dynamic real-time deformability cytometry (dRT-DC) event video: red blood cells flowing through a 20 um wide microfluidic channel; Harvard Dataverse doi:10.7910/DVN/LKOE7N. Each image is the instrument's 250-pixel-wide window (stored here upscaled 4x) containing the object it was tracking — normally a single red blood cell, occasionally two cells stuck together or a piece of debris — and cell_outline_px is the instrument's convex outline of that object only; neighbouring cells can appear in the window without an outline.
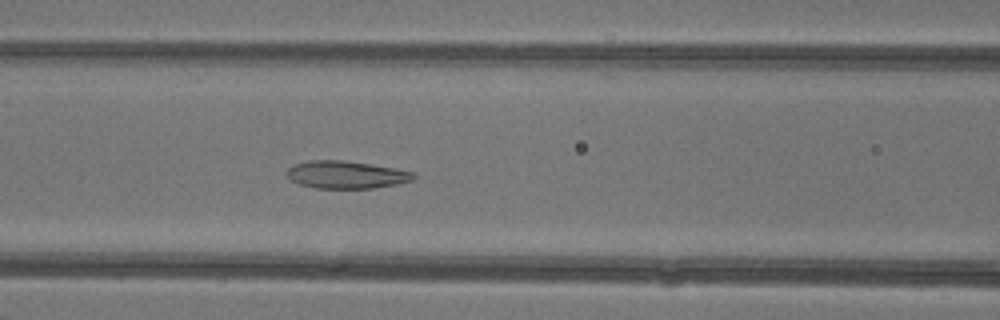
{"species": "common noctule bat (a hibernating species)", "species_latin": "Nyctalus noctula", "temperature_condition": "warm", "stored_images_in_passage": 47, "camera_frame_rate_fps": 3000, "um_per_image_px": 0.085, "animal": {"sex": "female"}, "frame": {"image": 1, "passage_image": 21, "time_ms": 6.667, "image_size_px": [1000, 320], "cell_outline_px": [[416, 176], [412, 180], [400, 184], [372, 188], [316, 188], [300, 184], [292, 180], [284, 172], [288, 168], [296, 164], [308, 160], [340, 160], [396, 168], [412, 172]], "centroid_in_image_um": [29.42, 14.85], "position_along_channel_um": 137.2, "area_um2": 20.23}}
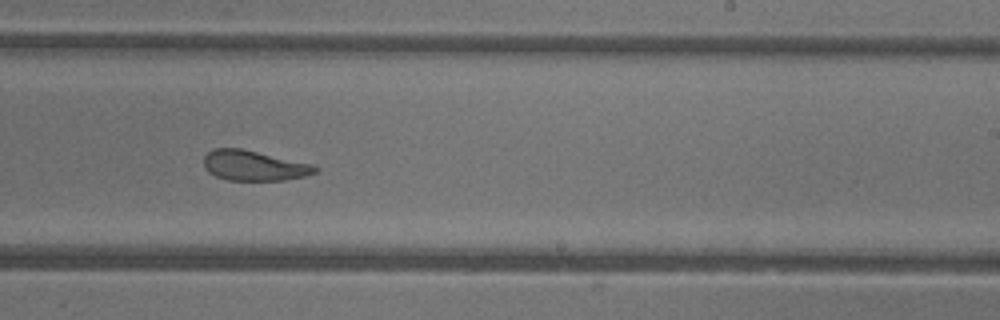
{"frame": {"image": 2, "passage_image": 30, "time_ms": 9.667, "image_size_px": [1000, 320], "cell_outline_px": [[320, 168], [316, 172], [304, 176], [284, 180], [228, 180], [216, 176], [208, 172], [204, 164], [204, 156], [212, 148], [240, 148], [312, 164]], "centroid_in_image_um": [21.57, 14.07], "position_along_channel_um": 267.4, "area_um2": 19.42}}
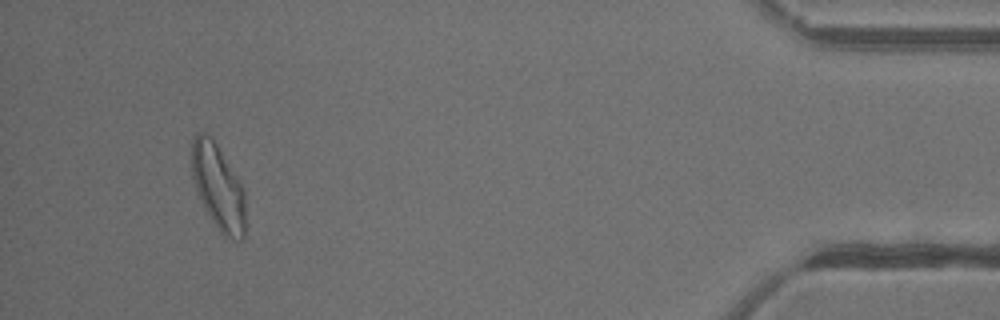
{"frame": {"image": 3, "passage_image": 45, "time_ms": 14.667, "image_size_px": [1000, 320], "cell_outline_px": [[244, 240], [232, 240], [224, 236], [220, 232], [204, 208], [196, 192], [192, 176], [192, 140], [196, 132], [204, 132], [216, 144], [240, 184], [244, 192]], "centroid_in_image_um": [18.51, 15.94], "position_along_channel_um": 416.7, "area_um2": 26.24}}